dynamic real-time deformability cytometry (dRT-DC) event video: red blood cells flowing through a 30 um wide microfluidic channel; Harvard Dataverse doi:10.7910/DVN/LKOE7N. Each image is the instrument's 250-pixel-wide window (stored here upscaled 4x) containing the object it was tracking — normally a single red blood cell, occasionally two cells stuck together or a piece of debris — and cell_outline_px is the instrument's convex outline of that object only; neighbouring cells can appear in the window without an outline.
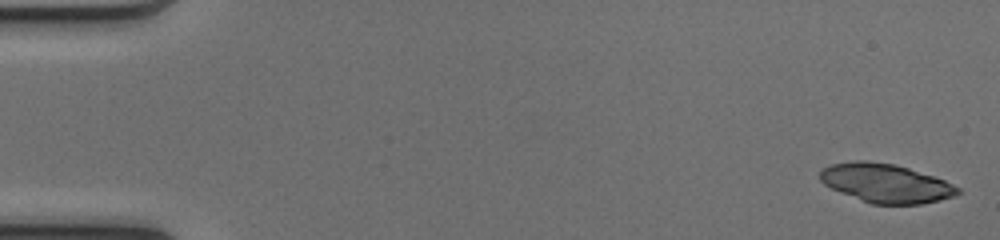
{"species": "common noctule bat (a hibernating species)", "species_latin": "Nyctalus noctula", "temperature_condition": "cold", "stored_images_in_passage": 49, "camera_frame_rate_fps": 3000, "um_per_image_px": 0.085, "animal": {"sex": "female", "body_mass_g": 17.0, "forearm_length_mm": 48.0}, "frame": {"image": 1, "passage_image": 1, "time_ms": 0.0, "image_size_px": [1000, 240], "cell_outline_px": [[960, 192], [952, 196], [940, 200], [920, 204], [872, 204], [840, 192], [824, 184], [820, 180], [820, 172], [824, 168], [832, 164], [856, 160], [864, 160], [892, 164], [908, 168], [944, 180], [960, 188]], "centroid_in_image_um": [75.28, 15.57], "position_along_channel_um": 9.7, "area_um2": 30.75}}
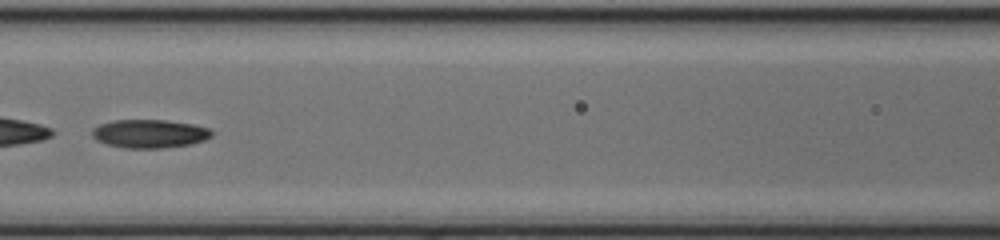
{"frame": {"image": 2, "passage_image": 23, "time_ms": 7.333, "image_size_px": [1000, 240], "cell_outline_px": [[212, 136], [204, 140], [192, 144], [164, 148], [124, 148], [108, 144], [96, 140], [92, 136], [92, 128], [100, 124], [112, 120], [168, 120], [192, 124], [208, 128], [212, 132]], "centroid_in_image_um": [12.7, 11.36], "position_along_channel_um": 153.9, "area_um2": 19.88}}
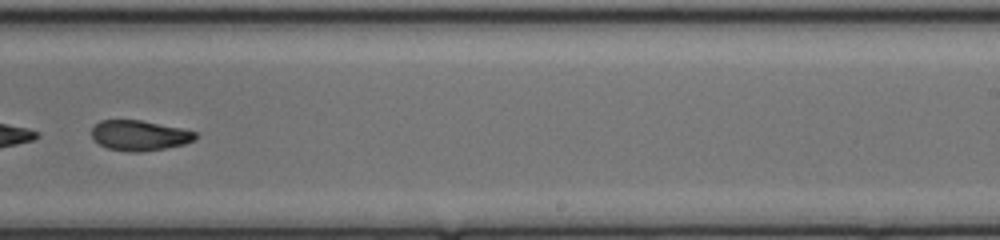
{"frame": {"image": 3, "passage_image": 32, "time_ms": 10.333, "image_size_px": [1000, 240], "cell_outline_px": [[196, 140], [184, 144], [164, 148], [140, 152], [124, 152], [108, 148], [92, 140], [92, 128], [100, 120], [140, 120], [184, 128], [196, 132]], "centroid_in_image_um": [11.86, 11.51], "position_along_channel_um": 277.1, "area_um2": 18.44}}